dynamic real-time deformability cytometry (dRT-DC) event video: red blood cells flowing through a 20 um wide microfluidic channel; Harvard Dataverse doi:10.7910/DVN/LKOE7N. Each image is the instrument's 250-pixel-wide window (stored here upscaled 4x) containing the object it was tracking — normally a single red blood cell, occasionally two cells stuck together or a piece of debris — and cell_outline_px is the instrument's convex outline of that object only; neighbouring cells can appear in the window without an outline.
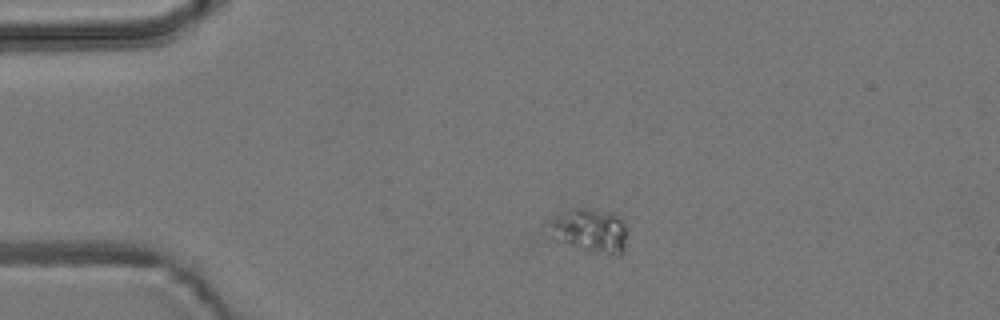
{"species": "common noctule bat (a hibernating species)", "species_latin": "Nyctalus noctula", "temperature_condition": "room temperature", "stored_images_in_passage": 7, "camera_frame_rate_fps": 3000, "um_per_image_px": 0.085, "animal": {"sex": "male", "body_mass_g": 19.2, "forearm_length_mm": 51.8}, "frame": {"image": 1, "passage_image": 1, "time_ms": 0.0, "image_size_px": [1000, 320], "cell_outline_px": [[624, 248], [620, 252], [612, 256], [556, 240], [552, 236], [552, 220], [568, 208], [588, 208], [616, 212], [620, 216], [624, 224]], "centroid_in_image_um": [50.19, 19.54], "position_along_channel_um": 34.8, "area_um2": 19.31}}
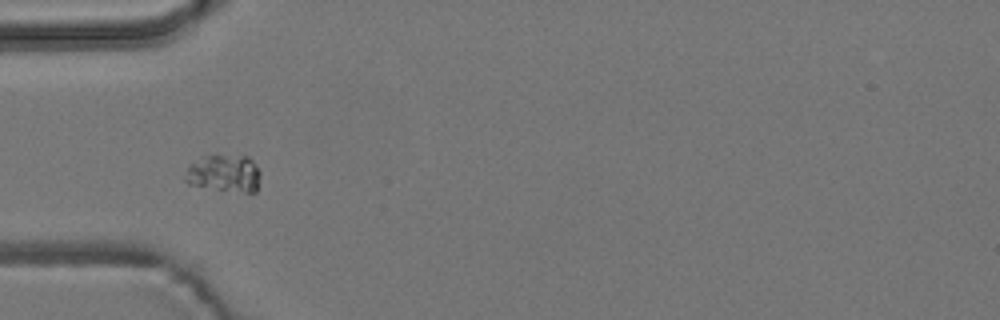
{"frame": {"image": 2, "passage_image": 3, "time_ms": 2.0, "image_size_px": [1000, 320], "cell_outline_px": [[260, 176], [256, 192], [244, 192], [188, 184], [184, 180], [188, 168], [192, 164], [204, 156], [248, 156], [252, 160], [260, 172]], "centroid_in_image_um": [19.1, 14.74], "position_along_channel_um": 65.9, "area_um2": 15.84}}
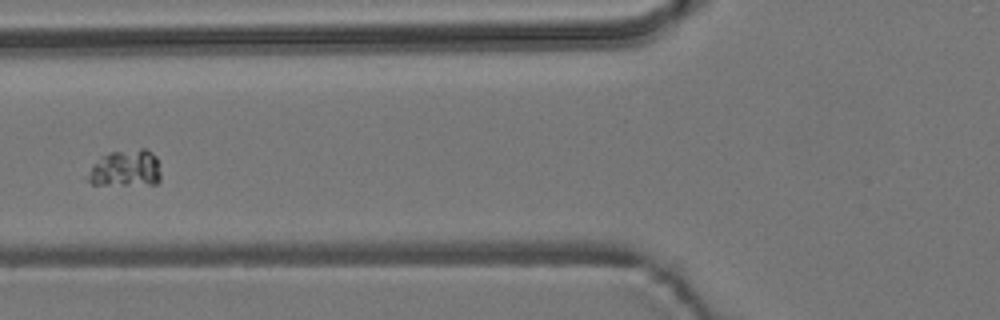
{"frame": {"image": 3, "passage_image": 4, "time_ms": 3.333, "image_size_px": [1000, 320], "cell_outline_px": [[160, 180], [156, 184], [92, 184], [88, 180], [88, 176], [92, 164], [100, 156], [112, 152], [140, 148], [148, 148], [156, 156], [160, 172]], "centroid_in_image_um": [10.7, 14.29], "position_along_channel_um": 115.1, "area_um2": 15.66}}